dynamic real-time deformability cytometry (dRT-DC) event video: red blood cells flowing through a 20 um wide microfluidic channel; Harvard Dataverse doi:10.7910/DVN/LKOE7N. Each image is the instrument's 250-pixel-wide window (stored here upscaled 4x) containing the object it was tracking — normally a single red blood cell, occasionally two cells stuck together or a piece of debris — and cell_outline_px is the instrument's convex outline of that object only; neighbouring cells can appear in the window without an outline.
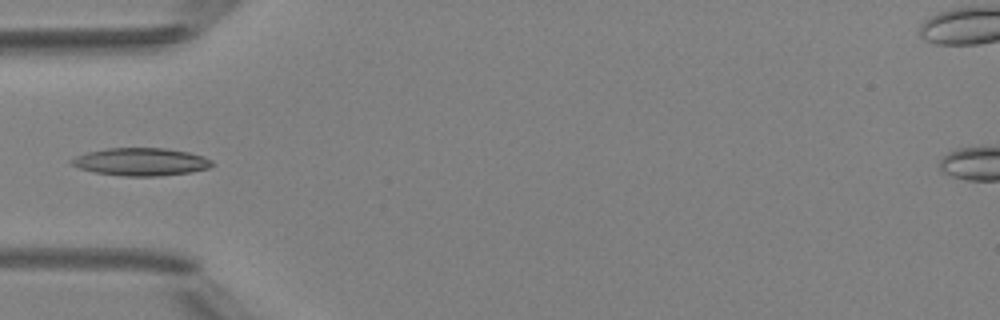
{"species": "Egyptian fruit bat (a non-hibernating species)", "species_latin": "Rousettus aegyptiacus", "temperature_condition": "room temperature", "stored_images_in_passage": 32, "camera_frame_rate_fps": 3000, "um_per_image_px": 0.085, "animal": {"sex": "female"}, "frame": {"image": 1, "passage_image": 1, "time_ms": 0.0, "image_size_px": [1000, 320], "cell_outline_px": [[216, 164], [208, 168], [188, 172], [160, 176], [124, 176], [92, 172], [80, 168], [72, 164], [68, 160], [76, 156], [88, 152], [108, 148], [164, 148], [188, 152], [204, 156], [212, 160]], "centroid_in_image_um": [11.99, 13.75], "position_along_channel_um": 73.0, "area_um2": 22.72}}
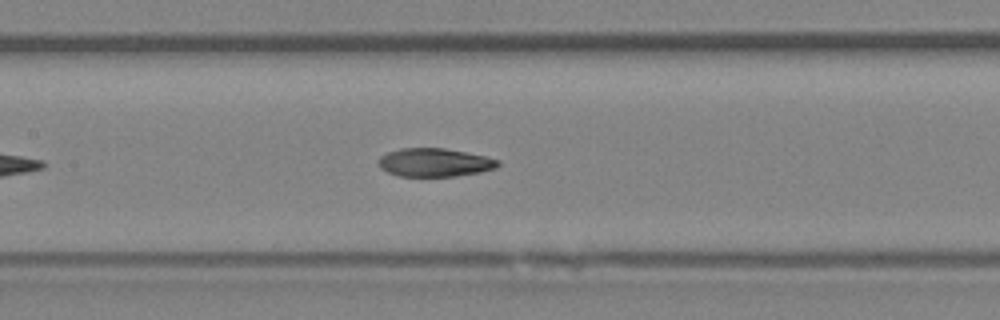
{"frame": {"image": 2, "passage_image": 8, "time_ms": 2.333, "image_size_px": [1000, 320], "cell_outline_px": [[500, 164], [496, 168], [480, 172], [452, 176], [400, 176], [388, 172], [380, 168], [380, 156], [388, 152], [400, 148], [444, 148], [484, 156], [500, 160]], "centroid_in_image_um": [36.95, 13.81], "position_along_channel_um": 170.5, "area_um2": 19.54}}
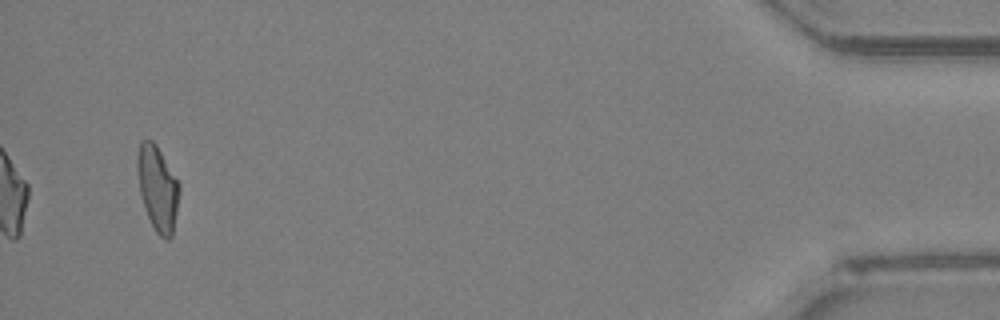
{"frame": {"image": 3, "passage_image": 32, "time_ms": 10.333, "image_size_px": [1000, 320], "cell_outline_px": [[180, 192], [172, 236], [168, 240], [164, 240], [156, 232], [148, 216], [140, 192], [136, 168], [136, 156], [140, 140], [152, 140], [156, 144], [180, 184]], "centroid_in_image_um": [13.39, 15.98], "position_along_channel_um": 421.8, "area_um2": 20.81}}